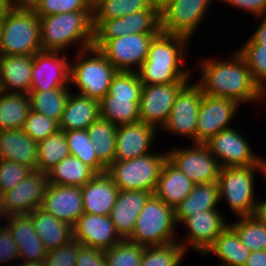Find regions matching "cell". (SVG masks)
I'll use <instances>...</instances> for the list:
<instances>
[{"instance_id": "cell-55", "label": "cell", "mask_w": 266, "mask_h": 266, "mask_svg": "<svg viewBox=\"0 0 266 266\" xmlns=\"http://www.w3.org/2000/svg\"><path fill=\"white\" fill-rule=\"evenodd\" d=\"M14 6L15 0H0V23Z\"/></svg>"}, {"instance_id": "cell-25", "label": "cell", "mask_w": 266, "mask_h": 266, "mask_svg": "<svg viewBox=\"0 0 266 266\" xmlns=\"http://www.w3.org/2000/svg\"><path fill=\"white\" fill-rule=\"evenodd\" d=\"M118 192V187L107 172L96 174L81 187L84 213L109 215Z\"/></svg>"}, {"instance_id": "cell-29", "label": "cell", "mask_w": 266, "mask_h": 266, "mask_svg": "<svg viewBox=\"0 0 266 266\" xmlns=\"http://www.w3.org/2000/svg\"><path fill=\"white\" fill-rule=\"evenodd\" d=\"M194 185L167 159L160 171L154 194L168 206L175 208L192 192Z\"/></svg>"}, {"instance_id": "cell-38", "label": "cell", "mask_w": 266, "mask_h": 266, "mask_svg": "<svg viewBox=\"0 0 266 266\" xmlns=\"http://www.w3.org/2000/svg\"><path fill=\"white\" fill-rule=\"evenodd\" d=\"M37 152L36 170L47 173L70 155L64 131L59 130L44 140L37 142Z\"/></svg>"}, {"instance_id": "cell-1", "label": "cell", "mask_w": 266, "mask_h": 266, "mask_svg": "<svg viewBox=\"0 0 266 266\" xmlns=\"http://www.w3.org/2000/svg\"><path fill=\"white\" fill-rule=\"evenodd\" d=\"M219 60L202 58L198 65L202 78L196 83L203 94L229 98L237 103L260 102L266 99L238 51L229 59Z\"/></svg>"}, {"instance_id": "cell-44", "label": "cell", "mask_w": 266, "mask_h": 266, "mask_svg": "<svg viewBox=\"0 0 266 266\" xmlns=\"http://www.w3.org/2000/svg\"><path fill=\"white\" fill-rule=\"evenodd\" d=\"M238 52L250 69L254 81L266 95V46L258 43H244Z\"/></svg>"}, {"instance_id": "cell-3", "label": "cell", "mask_w": 266, "mask_h": 266, "mask_svg": "<svg viewBox=\"0 0 266 266\" xmlns=\"http://www.w3.org/2000/svg\"><path fill=\"white\" fill-rule=\"evenodd\" d=\"M42 51H63L78 42L79 49L93 46L92 11H73L39 18ZM75 42V43H74Z\"/></svg>"}, {"instance_id": "cell-43", "label": "cell", "mask_w": 266, "mask_h": 266, "mask_svg": "<svg viewBox=\"0 0 266 266\" xmlns=\"http://www.w3.org/2000/svg\"><path fill=\"white\" fill-rule=\"evenodd\" d=\"M145 246L122 239L104 251L106 266H140Z\"/></svg>"}, {"instance_id": "cell-20", "label": "cell", "mask_w": 266, "mask_h": 266, "mask_svg": "<svg viewBox=\"0 0 266 266\" xmlns=\"http://www.w3.org/2000/svg\"><path fill=\"white\" fill-rule=\"evenodd\" d=\"M73 239L82 246L103 251L110 249L122 240L109 215L90 213H83L78 218L73 226Z\"/></svg>"}, {"instance_id": "cell-12", "label": "cell", "mask_w": 266, "mask_h": 266, "mask_svg": "<svg viewBox=\"0 0 266 266\" xmlns=\"http://www.w3.org/2000/svg\"><path fill=\"white\" fill-rule=\"evenodd\" d=\"M94 41H108L128 34H158L160 12L149 10L131 13L111 20H93Z\"/></svg>"}, {"instance_id": "cell-2", "label": "cell", "mask_w": 266, "mask_h": 266, "mask_svg": "<svg viewBox=\"0 0 266 266\" xmlns=\"http://www.w3.org/2000/svg\"><path fill=\"white\" fill-rule=\"evenodd\" d=\"M190 39L160 31L151 41L147 58L138 71L145 85L170 84L189 81L191 71L182 69L184 55ZM187 47V48H186Z\"/></svg>"}, {"instance_id": "cell-18", "label": "cell", "mask_w": 266, "mask_h": 266, "mask_svg": "<svg viewBox=\"0 0 266 266\" xmlns=\"http://www.w3.org/2000/svg\"><path fill=\"white\" fill-rule=\"evenodd\" d=\"M47 185V174L33 170L15 188L3 194L5 212L9 216L21 215L40 208Z\"/></svg>"}, {"instance_id": "cell-54", "label": "cell", "mask_w": 266, "mask_h": 266, "mask_svg": "<svg viewBox=\"0 0 266 266\" xmlns=\"http://www.w3.org/2000/svg\"><path fill=\"white\" fill-rule=\"evenodd\" d=\"M244 266H266V250L251 251Z\"/></svg>"}, {"instance_id": "cell-56", "label": "cell", "mask_w": 266, "mask_h": 266, "mask_svg": "<svg viewBox=\"0 0 266 266\" xmlns=\"http://www.w3.org/2000/svg\"><path fill=\"white\" fill-rule=\"evenodd\" d=\"M255 216L266 225V200L259 201Z\"/></svg>"}, {"instance_id": "cell-7", "label": "cell", "mask_w": 266, "mask_h": 266, "mask_svg": "<svg viewBox=\"0 0 266 266\" xmlns=\"http://www.w3.org/2000/svg\"><path fill=\"white\" fill-rule=\"evenodd\" d=\"M167 152L148 153L131 160H115L108 168L119 190H144L155 192Z\"/></svg>"}, {"instance_id": "cell-35", "label": "cell", "mask_w": 266, "mask_h": 266, "mask_svg": "<svg viewBox=\"0 0 266 266\" xmlns=\"http://www.w3.org/2000/svg\"><path fill=\"white\" fill-rule=\"evenodd\" d=\"M118 125L99 118L88 128L98 159L108 168L115 161V142Z\"/></svg>"}, {"instance_id": "cell-5", "label": "cell", "mask_w": 266, "mask_h": 266, "mask_svg": "<svg viewBox=\"0 0 266 266\" xmlns=\"http://www.w3.org/2000/svg\"><path fill=\"white\" fill-rule=\"evenodd\" d=\"M74 59L70 65V84L78 87V94L100 101L118 70L93 46L79 50Z\"/></svg>"}, {"instance_id": "cell-26", "label": "cell", "mask_w": 266, "mask_h": 266, "mask_svg": "<svg viewBox=\"0 0 266 266\" xmlns=\"http://www.w3.org/2000/svg\"><path fill=\"white\" fill-rule=\"evenodd\" d=\"M32 66L33 56L0 55V91L28 94Z\"/></svg>"}, {"instance_id": "cell-19", "label": "cell", "mask_w": 266, "mask_h": 266, "mask_svg": "<svg viewBox=\"0 0 266 266\" xmlns=\"http://www.w3.org/2000/svg\"><path fill=\"white\" fill-rule=\"evenodd\" d=\"M182 223L186 225V242H179L188 251L190 245L200 254L213 244L219 234L229 225L218 210L201 211L186 218Z\"/></svg>"}, {"instance_id": "cell-13", "label": "cell", "mask_w": 266, "mask_h": 266, "mask_svg": "<svg viewBox=\"0 0 266 266\" xmlns=\"http://www.w3.org/2000/svg\"><path fill=\"white\" fill-rule=\"evenodd\" d=\"M190 81L170 84L142 85L139 113L140 121L163 128L175 103L179 91Z\"/></svg>"}, {"instance_id": "cell-45", "label": "cell", "mask_w": 266, "mask_h": 266, "mask_svg": "<svg viewBox=\"0 0 266 266\" xmlns=\"http://www.w3.org/2000/svg\"><path fill=\"white\" fill-rule=\"evenodd\" d=\"M142 85L137 72L118 71L106 95L123 99H140Z\"/></svg>"}, {"instance_id": "cell-16", "label": "cell", "mask_w": 266, "mask_h": 266, "mask_svg": "<svg viewBox=\"0 0 266 266\" xmlns=\"http://www.w3.org/2000/svg\"><path fill=\"white\" fill-rule=\"evenodd\" d=\"M189 84L190 82L179 91L162 129L173 135L191 138L196 143L197 117L203 93L197 83Z\"/></svg>"}, {"instance_id": "cell-64", "label": "cell", "mask_w": 266, "mask_h": 266, "mask_svg": "<svg viewBox=\"0 0 266 266\" xmlns=\"http://www.w3.org/2000/svg\"><path fill=\"white\" fill-rule=\"evenodd\" d=\"M19 263H21V265ZM19 263L17 261V263H15V265H13V266H24V263H22V262H19ZM10 266H12V265L10 264Z\"/></svg>"}, {"instance_id": "cell-36", "label": "cell", "mask_w": 266, "mask_h": 266, "mask_svg": "<svg viewBox=\"0 0 266 266\" xmlns=\"http://www.w3.org/2000/svg\"><path fill=\"white\" fill-rule=\"evenodd\" d=\"M140 99L115 98L105 95L99 101L100 118L116 125L140 121Z\"/></svg>"}, {"instance_id": "cell-40", "label": "cell", "mask_w": 266, "mask_h": 266, "mask_svg": "<svg viewBox=\"0 0 266 266\" xmlns=\"http://www.w3.org/2000/svg\"><path fill=\"white\" fill-rule=\"evenodd\" d=\"M238 221L229 223L239 240L251 251L266 250V225L255 215L237 217Z\"/></svg>"}, {"instance_id": "cell-33", "label": "cell", "mask_w": 266, "mask_h": 266, "mask_svg": "<svg viewBox=\"0 0 266 266\" xmlns=\"http://www.w3.org/2000/svg\"><path fill=\"white\" fill-rule=\"evenodd\" d=\"M48 183L61 186L82 187L96 173L80 159L69 155L47 173Z\"/></svg>"}, {"instance_id": "cell-63", "label": "cell", "mask_w": 266, "mask_h": 266, "mask_svg": "<svg viewBox=\"0 0 266 266\" xmlns=\"http://www.w3.org/2000/svg\"><path fill=\"white\" fill-rule=\"evenodd\" d=\"M5 212L3 207V194L0 192V213Z\"/></svg>"}, {"instance_id": "cell-21", "label": "cell", "mask_w": 266, "mask_h": 266, "mask_svg": "<svg viewBox=\"0 0 266 266\" xmlns=\"http://www.w3.org/2000/svg\"><path fill=\"white\" fill-rule=\"evenodd\" d=\"M40 208L73 227L84 213L81 187L48 183Z\"/></svg>"}, {"instance_id": "cell-10", "label": "cell", "mask_w": 266, "mask_h": 266, "mask_svg": "<svg viewBox=\"0 0 266 266\" xmlns=\"http://www.w3.org/2000/svg\"><path fill=\"white\" fill-rule=\"evenodd\" d=\"M173 147L167 159L194 184L217 181L221 166L205 143H194L190 148Z\"/></svg>"}, {"instance_id": "cell-30", "label": "cell", "mask_w": 266, "mask_h": 266, "mask_svg": "<svg viewBox=\"0 0 266 266\" xmlns=\"http://www.w3.org/2000/svg\"><path fill=\"white\" fill-rule=\"evenodd\" d=\"M28 215L32 218L34 229L48 252L73 240V227L43 209L37 208Z\"/></svg>"}, {"instance_id": "cell-41", "label": "cell", "mask_w": 266, "mask_h": 266, "mask_svg": "<svg viewBox=\"0 0 266 266\" xmlns=\"http://www.w3.org/2000/svg\"><path fill=\"white\" fill-rule=\"evenodd\" d=\"M151 7V0H101L92 8V15L93 20H111Z\"/></svg>"}, {"instance_id": "cell-15", "label": "cell", "mask_w": 266, "mask_h": 266, "mask_svg": "<svg viewBox=\"0 0 266 266\" xmlns=\"http://www.w3.org/2000/svg\"><path fill=\"white\" fill-rule=\"evenodd\" d=\"M238 108L239 103L232 99L203 94L198 110L196 143H206L220 131L230 128Z\"/></svg>"}, {"instance_id": "cell-46", "label": "cell", "mask_w": 266, "mask_h": 266, "mask_svg": "<svg viewBox=\"0 0 266 266\" xmlns=\"http://www.w3.org/2000/svg\"><path fill=\"white\" fill-rule=\"evenodd\" d=\"M30 7L39 18L73 11H92L86 0H36Z\"/></svg>"}, {"instance_id": "cell-11", "label": "cell", "mask_w": 266, "mask_h": 266, "mask_svg": "<svg viewBox=\"0 0 266 266\" xmlns=\"http://www.w3.org/2000/svg\"><path fill=\"white\" fill-rule=\"evenodd\" d=\"M212 0H172L160 11V30L191 40ZM207 12V13H206Z\"/></svg>"}, {"instance_id": "cell-53", "label": "cell", "mask_w": 266, "mask_h": 266, "mask_svg": "<svg viewBox=\"0 0 266 266\" xmlns=\"http://www.w3.org/2000/svg\"><path fill=\"white\" fill-rule=\"evenodd\" d=\"M256 18L259 20L263 18V20L245 43H258L266 46V14Z\"/></svg>"}, {"instance_id": "cell-22", "label": "cell", "mask_w": 266, "mask_h": 266, "mask_svg": "<svg viewBox=\"0 0 266 266\" xmlns=\"http://www.w3.org/2000/svg\"><path fill=\"white\" fill-rule=\"evenodd\" d=\"M157 129L141 121L118 125L115 160H131L151 153Z\"/></svg>"}, {"instance_id": "cell-57", "label": "cell", "mask_w": 266, "mask_h": 266, "mask_svg": "<svg viewBox=\"0 0 266 266\" xmlns=\"http://www.w3.org/2000/svg\"><path fill=\"white\" fill-rule=\"evenodd\" d=\"M172 0H151L152 6L159 12L165 8Z\"/></svg>"}, {"instance_id": "cell-51", "label": "cell", "mask_w": 266, "mask_h": 266, "mask_svg": "<svg viewBox=\"0 0 266 266\" xmlns=\"http://www.w3.org/2000/svg\"><path fill=\"white\" fill-rule=\"evenodd\" d=\"M75 266H106V257L101 249L81 246L78 249Z\"/></svg>"}, {"instance_id": "cell-42", "label": "cell", "mask_w": 266, "mask_h": 266, "mask_svg": "<svg viewBox=\"0 0 266 266\" xmlns=\"http://www.w3.org/2000/svg\"><path fill=\"white\" fill-rule=\"evenodd\" d=\"M186 253L179 242L161 246H145L140 266H179Z\"/></svg>"}, {"instance_id": "cell-52", "label": "cell", "mask_w": 266, "mask_h": 266, "mask_svg": "<svg viewBox=\"0 0 266 266\" xmlns=\"http://www.w3.org/2000/svg\"><path fill=\"white\" fill-rule=\"evenodd\" d=\"M225 1L230 6L248 11L254 17L266 14V0H223V2Z\"/></svg>"}, {"instance_id": "cell-24", "label": "cell", "mask_w": 266, "mask_h": 266, "mask_svg": "<svg viewBox=\"0 0 266 266\" xmlns=\"http://www.w3.org/2000/svg\"><path fill=\"white\" fill-rule=\"evenodd\" d=\"M5 225L17 244L19 260L24 263L45 260L47 249L36 233L32 218L28 214L10 215Z\"/></svg>"}, {"instance_id": "cell-31", "label": "cell", "mask_w": 266, "mask_h": 266, "mask_svg": "<svg viewBox=\"0 0 266 266\" xmlns=\"http://www.w3.org/2000/svg\"><path fill=\"white\" fill-rule=\"evenodd\" d=\"M218 202L221 201L217 181L195 184L192 192L174 208L177 225L201 211L218 210Z\"/></svg>"}, {"instance_id": "cell-28", "label": "cell", "mask_w": 266, "mask_h": 266, "mask_svg": "<svg viewBox=\"0 0 266 266\" xmlns=\"http://www.w3.org/2000/svg\"><path fill=\"white\" fill-rule=\"evenodd\" d=\"M100 118L99 101L80 94H69L59 121L61 131L84 130Z\"/></svg>"}, {"instance_id": "cell-60", "label": "cell", "mask_w": 266, "mask_h": 266, "mask_svg": "<svg viewBox=\"0 0 266 266\" xmlns=\"http://www.w3.org/2000/svg\"><path fill=\"white\" fill-rule=\"evenodd\" d=\"M24 266H47L46 260L24 263Z\"/></svg>"}, {"instance_id": "cell-58", "label": "cell", "mask_w": 266, "mask_h": 266, "mask_svg": "<svg viewBox=\"0 0 266 266\" xmlns=\"http://www.w3.org/2000/svg\"><path fill=\"white\" fill-rule=\"evenodd\" d=\"M36 0H15V5L31 6Z\"/></svg>"}, {"instance_id": "cell-27", "label": "cell", "mask_w": 266, "mask_h": 266, "mask_svg": "<svg viewBox=\"0 0 266 266\" xmlns=\"http://www.w3.org/2000/svg\"><path fill=\"white\" fill-rule=\"evenodd\" d=\"M0 160L17 162L36 170L38 160L37 142L23 129L1 130Z\"/></svg>"}, {"instance_id": "cell-65", "label": "cell", "mask_w": 266, "mask_h": 266, "mask_svg": "<svg viewBox=\"0 0 266 266\" xmlns=\"http://www.w3.org/2000/svg\"><path fill=\"white\" fill-rule=\"evenodd\" d=\"M0 44H1V23H0Z\"/></svg>"}, {"instance_id": "cell-14", "label": "cell", "mask_w": 266, "mask_h": 266, "mask_svg": "<svg viewBox=\"0 0 266 266\" xmlns=\"http://www.w3.org/2000/svg\"><path fill=\"white\" fill-rule=\"evenodd\" d=\"M221 168L259 166L262 156L253 153L246 137L232 126L205 143Z\"/></svg>"}, {"instance_id": "cell-23", "label": "cell", "mask_w": 266, "mask_h": 266, "mask_svg": "<svg viewBox=\"0 0 266 266\" xmlns=\"http://www.w3.org/2000/svg\"><path fill=\"white\" fill-rule=\"evenodd\" d=\"M153 193L144 190H119L109 217L122 239H128L145 203Z\"/></svg>"}, {"instance_id": "cell-59", "label": "cell", "mask_w": 266, "mask_h": 266, "mask_svg": "<svg viewBox=\"0 0 266 266\" xmlns=\"http://www.w3.org/2000/svg\"><path fill=\"white\" fill-rule=\"evenodd\" d=\"M259 169H260L259 171H262L264 178H266V158L265 157L263 158V156L260 160Z\"/></svg>"}, {"instance_id": "cell-39", "label": "cell", "mask_w": 266, "mask_h": 266, "mask_svg": "<svg viewBox=\"0 0 266 266\" xmlns=\"http://www.w3.org/2000/svg\"><path fill=\"white\" fill-rule=\"evenodd\" d=\"M69 154L80 159L96 174L107 172V167L98 159L87 129L64 131Z\"/></svg>"}, {"instance_id": "cell-9", "label": "cell", "mask_w": 266, "mask_h": 266, "mask_svg": "<svg viewBox=\"0 0 266 266\" xmlns=\"http://www.w3.org/2000/svg\"><path fill=\"white\" fill-rule=\"evenodd\" d=\"M156 35L128 34L108 41H94L93 47L118 71L136 72L147 58L150 43Z\"/></svg>"}, {"instance_id": "cell-62", "label": "cell", "mask_w": 266, "mask_h": 266, "mask_svg": "<svg viewBox=\"0 0 266 266\" xmlns=\"http://www.w3.org/2000/svg\"><path fill=\"white\" fill-rule=\"evenodd\" d=\"M1 217H3V218L5 217V219L7 220V218L9 217V215L6 212H1L0 213V219H3ZM0 224H1V222H0ZM4 228H5L4 225H3V227L1 226L0 227V231L3 230Z\"/></svg>"}, {"instance_id": "cell-8", "label": "cell", "mask_w": 266, "mask_h": 266, "mask_svg": "<svg viewBox=\"0 0 266 266\" xmlns=\"http://www.w3.org/2000/svg\"><path fill=\"white\" fill-rule=\"evenodd\" d=\"M259 166L221 168L217 179L220 200L226 199L237 217L253 216L259 200L255 198V171Z\"/></svg>"}, {"instance_id": "cell-4", "label": "cell", "mask_w": 266, "mask_h": 266, "mask_svg": "<svg viewBox=\"0 0 266 266\" xmlns=\"http://www.w3.org/2000/svg\"><path fill=\"white\" fill-rule=\"evenodd\" d=\"M40 51L39 17L30 6L15 5L1 22L0 55L33 56Z\"/></svg>"}, {"instance_id": "cell-49", "label": "cell", "mask_w": 266, "mask_h": 266, "mask_svg": "<svg viewBox=\"0 0 266 266\" xmlns=\"http://www.w3.org/2000/svg\"><path fill=\"white\" fill-rule=\"evenodd\" d=\"M82 245L76 240L59 246L56 250H51L45 258L47 266H75L78 249Z\"/></svg>"}, {"instance_id": "cell-61", "label": "cell", "mask_w": 266, "mask_h": 266, "mask_svg": "<svg viewBox=\"0 0 266 266\" xmlns=\"http://www.w3.org/2000/svg\"><path fill=\"white\" fill-rule=\"evenodd\" d=\"M101 0H86V2L93 8L96 4H98Z\"/></svg>"}, {"instance_id": "cell-50", "label": "cell", "mask_w": 266, "mask_h": 266, "mask_svg": "<svg viewBox=\"0 0 266 266\" xmlns=\"http://www.w3.org/2000/svg\"><path fill=\"white\" fill-rule=\"evenodd\" d=\"M14 259L19 261L17 244L10 230L5 226V228L0 231V265L3 266L2 264L8 261L12 263L15 261Z\"/></svg>"}, {"instance_id": "cell-34", "label": "cell", "mask_w": 266, "mask_h": 266, "mask_svg": "<svg viewBox=\"0 0 266 266\" xmlns=\"http://www.w3.org/2000/svg\"><path fill=\"white\" fill-rule=\"evenodd\" d=\"M30 111L28 94L0 91V131L23 129Z\"/></svg>"}, {"instance_id": "cell-37", "label": "cell", "mask_w": 266, "mask_h": 266, "mask_svg": "<svg viewBox=\"0 0 266 266\" xmlns=\"http://www.w3.org/2000/svg\"><path fill=\"white\" fill-rule=\"evenodd\" d=\"M70 88H55L48 91H30L28 93L32 111L41 113L58 123L69 94Z\"/></svg>"}, {"instance_id": "cell-32", "label": "cell", "mask_w": 266, "mask_h": 266, "mask_svg": "<svg viewBox=\"0 0 266 266\" xmlns=\"http://www.w3.org/2000/svg\"><path fill=\"white\" fill-rule=\"evenodd\" d=\"M210 253L222 259L223 264L220 266H244L251 250L239 240L237 233L228 225L203 255Z\"/></svg>"}, {"instance_id": "cell-17", "label": "cell", "mask_w": 266, "mask_h": 266, "mask_svg": "<svg viewBox=\"0 0 266 266\" xmlns=\"http://www.w3.org/2000/svg\"><path fill=\"white\" fill-rule=\"evenodd\" d=\"M61 51H40L33 55L30 91L70 88V60ZM70 62V63H69ZM69 85V86H68Z\"/></svg>"}, {"instance_id": "cell-47", "label": "cell", "mask_w": 266, "mask_h": 266, "mask_svg": "<svg viewBox=\"0 0 266 266\" xmlns=\"http://www.w3.org/2000/svg\"><path fill=\"white\" fill-rule=\"evenodd\" d=\"M59 130V123L56 120L32 110L23 125V131L36 142L44 140Z\"/></svg>"}, {"instance_id": "cell-48", "label": "cell", "mask_w": 266, "mask_h": 266, "mask_svg": "<svg viewBox=\"0 0 266 266\" xmlns=\"http://www.w3.org/2000/svg\"><path fill=\"white\" fill-rule=\"evenodd\" d=\"M32 171L26 165L0 160V192L4 194L12 190Z\"/></svg>"}, {"instance_id": "cell-6", "label": "cell", "mask_w": 266, "mask_h": 266, "mask_svg": "<svg viewBox=\"0 0 266 266\" xmlns=\"http://www.w3.org/2000/svg\"><path fill=\"white\" fill-rule=\"evenodd\" d=\"M177 223L174 208L155 194L145 203L129 241L144 246H161L176 242Z\"/></svg>"}]
</instances>
